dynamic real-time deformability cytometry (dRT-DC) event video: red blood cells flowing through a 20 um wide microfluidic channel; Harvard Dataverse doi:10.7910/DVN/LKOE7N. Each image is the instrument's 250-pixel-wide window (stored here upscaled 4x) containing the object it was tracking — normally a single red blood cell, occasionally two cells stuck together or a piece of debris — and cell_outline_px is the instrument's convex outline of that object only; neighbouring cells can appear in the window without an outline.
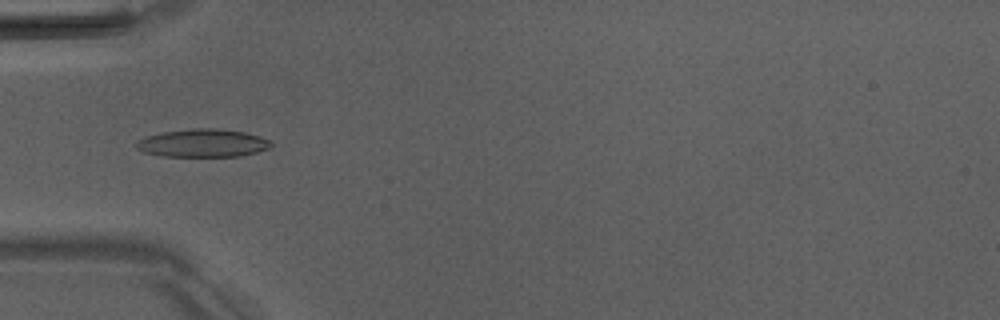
{"species": "Egyptian fruit bat (a non-hibernating species)", "species_latin": "Rousettus aegyptiacus", "temperature_condition": "room temperature", "stored_images_in_passage": 8, "camera_frame_rate_fps": 3000, "um_per_image_px": 0.085, "animal": {"sex": "male"}, "frame": {"image": 1, "passage_image": 5, "time_ms": 5.333, "image_size_px": [1000, 320], "cell_outline_px": [[272, 148], [240, 156], [164, 156], [144, 152], [136, 148], [136, 140], [144, 136], [164, 132], [192, 128], [220, 128], [244, 132], [260, 136], [272, 140]], "centroid_in_image_um": [17.26, 12.15], "position_along_channel_um": 67.7, "area_um2": 22.2}}
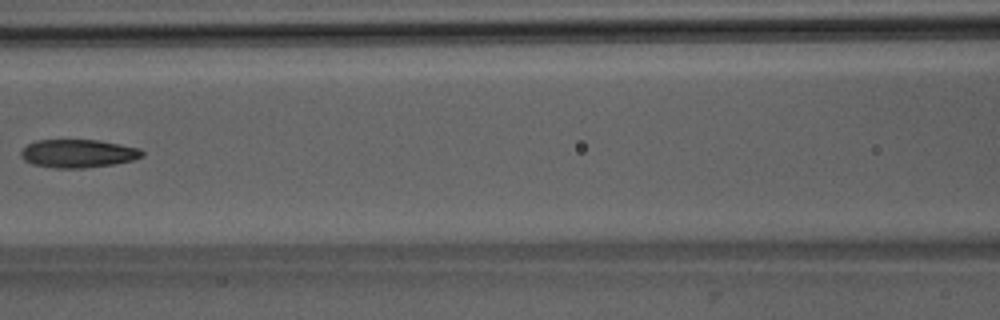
{"frame": {"image": 2, "passage_image": 7, "time_ms": 7.667, "image_size_px": [1000, 320], "cell_outline_px": [[144, 156], [132, 160], [112, 164], [84, 168], [56, 168], [32, 164], [24, 160], [20, 156], [20, 152], [28, 144], [36, 140], [96, 140], [140, 148], [144, 152]], "centroid_in_image_um": [6.62, 13.05], "position_along_channel_um": 160.0, "area_um2": 19.83}}